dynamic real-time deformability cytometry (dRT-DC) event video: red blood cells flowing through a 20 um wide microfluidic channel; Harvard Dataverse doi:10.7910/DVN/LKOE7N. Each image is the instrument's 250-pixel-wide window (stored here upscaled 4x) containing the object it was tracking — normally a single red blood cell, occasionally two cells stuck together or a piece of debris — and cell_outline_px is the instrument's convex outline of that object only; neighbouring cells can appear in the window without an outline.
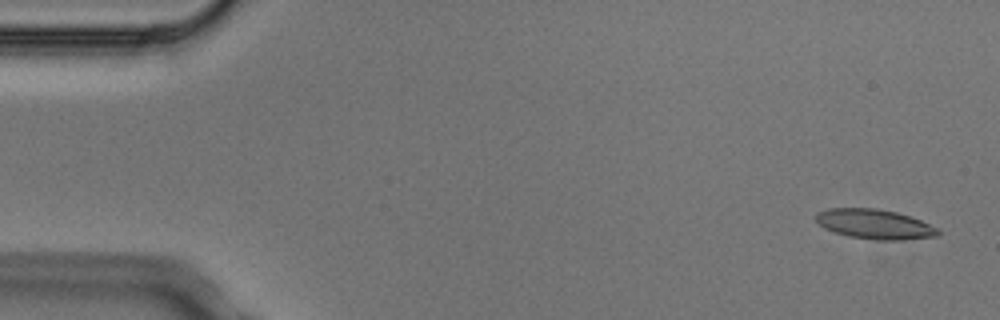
{"species": "Egyptian fruit bat (a non-hibernating species)", "species_latin": "Rousettus aegyptiacus", "temperature_condition": "cold", "stored_images_in_passage": 3, "segment_of_instrument_passage": [2, 2], "camera_frame_rate_fps": 3000, "um_per_image_px": 0.085, "animal": {"sex": "male"}, "frame": {"image": 1, "passage_image": 3, "time_ms": 0.667, "image_size_px": [1000, 320], "cell_outline_px": [[940, 232], [936, 236], [904, 240], [880, 240], [848, 236], [824, 228], [816, 220], [816, 212], [828, 208], [876, 208], [896, 212], [912, 216], [936, 228]], "centroid_in_image_um": [74.33, 19.04], "position_along_channel_um": 10.7, "area_um2": 21.04}}